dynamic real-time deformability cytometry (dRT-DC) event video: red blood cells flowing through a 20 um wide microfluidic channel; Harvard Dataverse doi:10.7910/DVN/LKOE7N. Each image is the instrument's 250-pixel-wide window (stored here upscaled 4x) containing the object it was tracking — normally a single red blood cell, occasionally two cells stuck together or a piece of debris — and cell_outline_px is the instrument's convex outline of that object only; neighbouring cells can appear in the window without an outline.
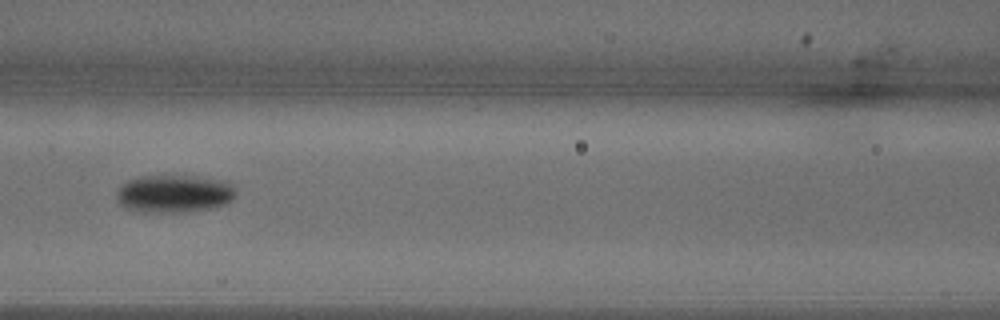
{"species": "common noctule bat (a hibernating species)", "species_latin": "Nyctalus noctula", "temperature_condition": "warm", "stored_images_in_passage": 7, "camera_frame_rate_fps": 3000, "um_per_image_px": 0.085, "animal": {"sex": "male", "body_mass_g": 18.8}, "frame": {"image": 1, "passage_image": 7, "time_ms": 2.0, "image_size_px": [1000, 320], "cell_outline_px": [[236, 196], [232, 200], [224, 204], [212, 208], [188, 212], [136, 212], [124, 208], [116, 200], [116, 192], [128, 180], [140, 176], [200, 176], [224, 180], [232, 184], [236, 192]], "centroid_in_image_um": [14.81, 16.47], "position_along_channel_um": 151.8, "area_um2": 26.65}}